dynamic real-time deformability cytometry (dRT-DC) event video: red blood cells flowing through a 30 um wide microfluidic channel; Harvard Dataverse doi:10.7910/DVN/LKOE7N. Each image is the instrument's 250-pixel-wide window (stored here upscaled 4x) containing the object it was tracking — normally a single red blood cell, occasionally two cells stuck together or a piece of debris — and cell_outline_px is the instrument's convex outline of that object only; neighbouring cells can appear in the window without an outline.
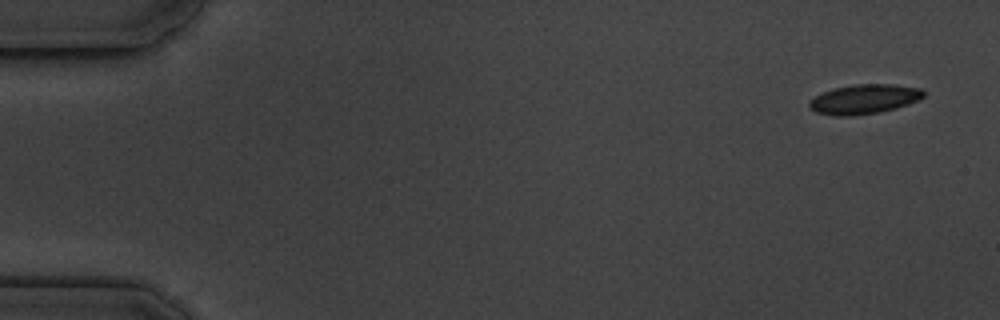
{"species": "common noctule bat (a hibernating species)", "species_latin": "Nyctalus noctula", "temperature_condition": "cold", "stored_images_in_passage": 6, "segment_of_instrument_passage": [1, 2], "camera_frame_rate_fps": 3000, "um_per_image_px": 0.085, "animal": {"sex": "male", "body_mass_g": 19.5, "forearm_length_mm": 54.6}, "frame": {"image": 1, "passage_image": 1, "time_ms": 0.0, "image_size_px": [1000, 320], "cell_outline_px": [[924, 96], [908, 104], [896, 108], [880, 112], [848, 116], [836, 116], [816, 112], [808, 104], [816, 96], [832, 88], [852, 84], [892, 84], [920, 88], [924, 92]], "centroid_in_image_um": [73.46, 8.42], "position_along_channel_um": 11.5, "area_um2": 19.48}}